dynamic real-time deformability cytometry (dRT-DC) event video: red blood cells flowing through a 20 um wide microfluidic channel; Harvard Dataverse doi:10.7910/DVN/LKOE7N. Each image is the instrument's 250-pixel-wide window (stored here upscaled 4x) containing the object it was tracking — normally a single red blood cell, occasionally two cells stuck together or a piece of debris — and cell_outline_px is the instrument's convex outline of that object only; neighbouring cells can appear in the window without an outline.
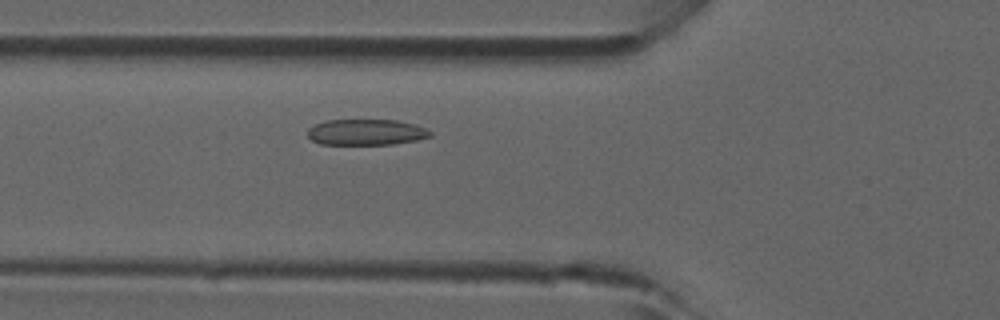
{"species": "common noctule bat (a hibernating species)", "species_latin": "Nyctalus noctula", "temperature_condition": "room temperature", "stored_images_in_passage": 3, "camera_frame_rate_fps": 3000, "um_per_image_px": 0.085, "animal": {"sex": "male", "forearm_length_mm": 52.5}, "frame": {"image": 1, "passage_image": 3, "time_ms": 0.667, "image_size_px": [1000, 320], "cell_outline_px": [[432, 136], [416, 140], [392, 144], [320, 144], [312, 140], [308, 136], [308, 128], [316, 124], [328, 120], [396, 120], [412, 124], [424, 128], [432, 132]], "centroid_in_image_um": [31.11, 11.24], "position_along_channel_um": 94.7, "area_um2": 18.32}}